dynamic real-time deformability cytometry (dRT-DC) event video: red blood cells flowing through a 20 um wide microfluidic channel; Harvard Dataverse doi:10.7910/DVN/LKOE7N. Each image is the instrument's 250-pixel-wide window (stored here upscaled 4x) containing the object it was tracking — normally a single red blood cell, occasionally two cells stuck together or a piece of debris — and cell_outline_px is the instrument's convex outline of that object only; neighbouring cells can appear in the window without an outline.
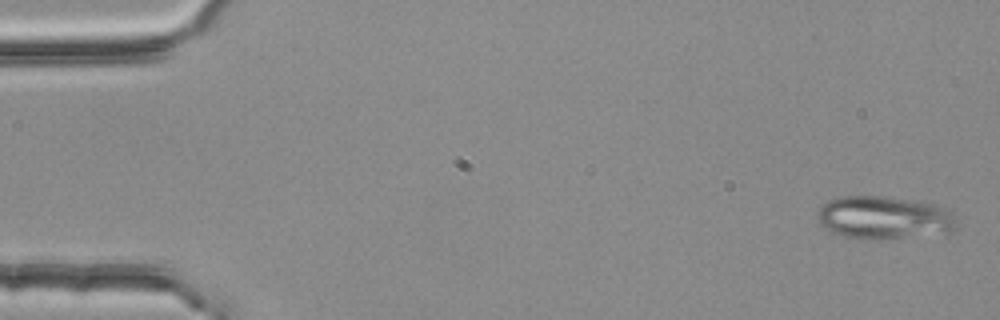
{"species": "common noctule bat (a hibernating species)", "species_latin": "Nyctalus noctula", "temperature_condition": "room temperature", "stored_images_in_passage": 53, "segment_of_instrument_passage": [1, 2], "camera_frame_rate_fps": 3000, "um_per_image_px": 0.085, "animal": {"sex": "female", "body_mass_g": 25.1}, "frame": {"image": 1, "passage_image": 1, "time_ms": 0.0, "image_size_px": [1000, 320], "cell_outline_px": [[956, 228], [952, 232], [872, 240], [864, 240], [844, 236], [832, 232], [820, 224], [816, 216], [820, 208], [828, 200], [840, 196], [880, 196], [920, 200], [936, 204], [948, 208], [952, 212], [956, 224]], "centroid_in_image_um": [75.16, 18.49], "position_along_channel_um": 9.8, "area_um2": 35.2}}